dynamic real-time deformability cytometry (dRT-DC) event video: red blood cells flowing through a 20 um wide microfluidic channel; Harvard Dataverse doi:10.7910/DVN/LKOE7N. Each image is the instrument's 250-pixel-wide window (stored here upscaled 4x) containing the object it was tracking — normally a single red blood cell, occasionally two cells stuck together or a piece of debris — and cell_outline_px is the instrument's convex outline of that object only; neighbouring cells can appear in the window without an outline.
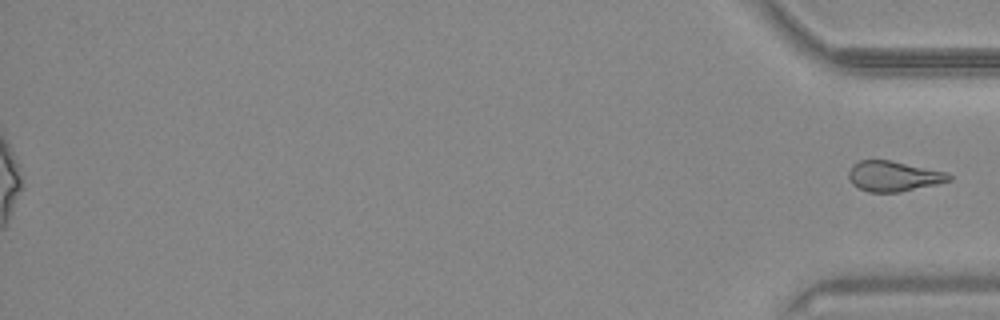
{"species": "common noctule bat (a hibernating species)", "species_latin": "Nyctalus noctula", "temperature_condition": "warm", "stored_images_in_passage": 56, "segment_of_instrument_passage": [2, 2], "camera_frame_rate_fps": 3000, "um_per_image_px": 0.085, "animal": {"sex": "male", "body_mass_g": 20.4}, "frame": {"image": 1, "passage_image": 56, "time_ms": 18.333, "image_size_px": [1000, 320], "cell_outline_px": [[952, 180], [936, 184], [900, 192], [868, 192], [852, 184], [848, 176], [848, 172], [852, 164], [860, 160], [888, 160], [948, 172], [952, 176]], "centroid_in_image_um": [75.94, 14.98], "position_along_channel_um": 359.3, "area_um2": 17.69}}